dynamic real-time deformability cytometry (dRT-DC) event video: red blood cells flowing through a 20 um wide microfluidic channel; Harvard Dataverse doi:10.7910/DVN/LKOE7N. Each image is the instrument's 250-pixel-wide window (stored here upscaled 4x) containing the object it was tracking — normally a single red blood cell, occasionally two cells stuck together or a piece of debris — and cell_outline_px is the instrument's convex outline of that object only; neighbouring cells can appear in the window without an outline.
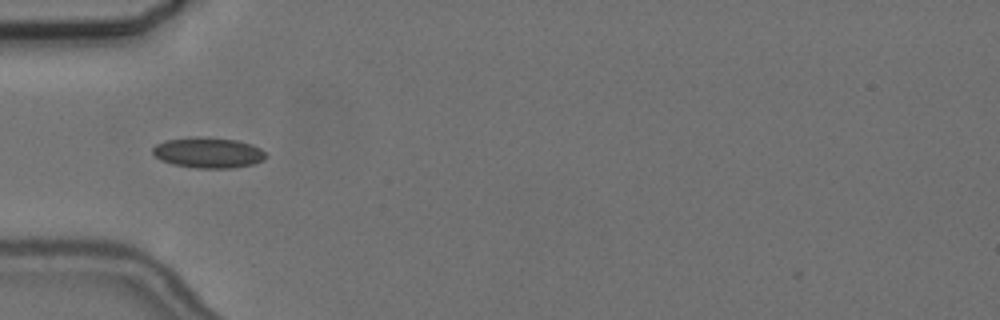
{"species": "common noctule bat (a hibernating species)", "species_latin": "Nyctalus noctula", "temperature_condition": "cold", "stored_images_in_passage": 39, "camera_frame_rate_fps": 3000, "um_per_image_px": 0.085, "animal": {"sex": "female", "body_mass_g": 24.6, "forearm_length_mm": 56.2}, "frame": {"image": 1, "passage_image": 1, "time_ms": 0.0, "image_size_px": [1000, 320], "cell_outline_px": [[268, 156], [264, 160], [252, 164], [232, 168], [196, 168], [172, 164], [160, 160], [152, 152], [152, 148], [156, 144], [164, 140], [192, 136], [200, 136], [236, 140], [252, 144], [260, 148]], "centroid_in_image_um": [17.68, 12.97], "position_along_channel_um": 67.3, "area_um2": 20.4}}
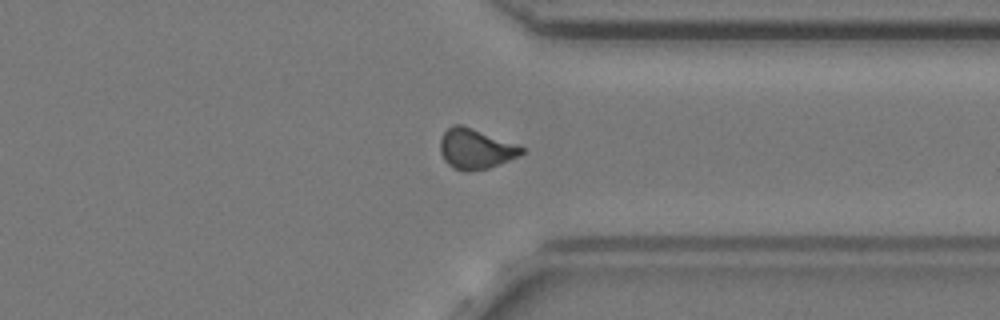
{"frame": {"image": 2, "passage_image": 26, "time_ms": 8.333, "image_size_px": [1000, 320], "cell_outline_px": [[524, 152], [520, 156], [500, 164], [488, 168], [464, 172], [452, 168], [444, 160], [440, 152], [440, 140], [444, 132], [452, 124], [460, 124], [516, 144], [524, 148]], "centroid_in_image_um": [40.4, 12.67], "position_along_channel_um": 371.0, "area_um2": 19.02}}
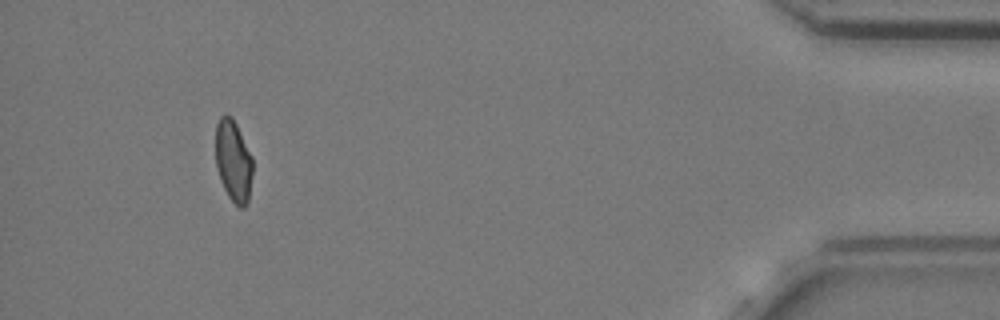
{"frame": {"image": 3, "passage_image": 35, "time_ms": 11.333, "image_size_px": [1000, 320], "cell_outline_px": [[252, 176], [248, 200], [244, 208], [240, 208], [228, 196], [220, 180], [216, 168], [216, 124], [220, 116], [224, 112], [232, 116], [252, 156]], "centroid_in_image_um": [19.82, 13.65], "position_along_channel_um": 415.4, "area_um2": 17.74}, "authors_computed_cell_mechanics": {"area_um2": 18.7272, "velocity_mm_per_s": 3.657, "shape_relaxation_time_tau1_ms": null, "shape_relaxation_time_tau2_ms": 1.7541, "deformation_change_tau1": null, "deformation_change_tau2": 0.0741}}